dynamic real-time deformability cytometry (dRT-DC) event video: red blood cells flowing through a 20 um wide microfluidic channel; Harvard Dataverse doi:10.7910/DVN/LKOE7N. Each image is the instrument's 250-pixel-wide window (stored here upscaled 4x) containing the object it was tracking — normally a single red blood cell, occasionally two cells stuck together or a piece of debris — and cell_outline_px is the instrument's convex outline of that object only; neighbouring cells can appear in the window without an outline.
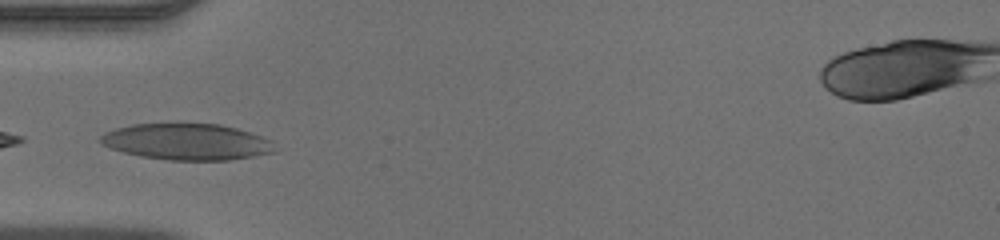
{"species": "human", "species_latin": "Homo sapiens", "temperature_condition": "warm", "stored_images_in_passage": 31, "camera_frame_rate_fps": 3000, "um_per_image_px": 0.085, "donor": {"sex": "male"}, "frame": {"image": 1, "passage_image": 6, "time_ms": 1.667, "image_size_px": [1000, 240], "cell_outline_px": [[276, 152], [228, 160], [168, 160], [140, 156], [124, 152], [100, 144], [100, 136], [104, 132], [116, 128], [132, 124], [220, 124], [236, 128], [272, 140]], "centroid_in_image_um": [15.87, 12.05], "position_along_channel_um": 69.1, "area_um2": 36.7}}
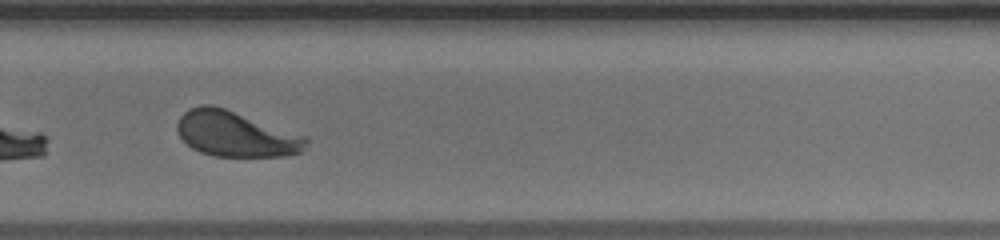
{"frame": {"image": 2, "passage_image": 23, "time_ms": 7.333, "image_size_px": [1000, 240], "cell_outline_px": [[308, 140], [304, 148], [300, 152], [284, 156], [212, 156], [200, 152], [192, 148], [180, 136], [176, 128], [176, 124], [180, 116], [188, 108], [200, 104], [212, 104], [308, 136]], "centroid_in_image_um": [20.02, 11.38], "position_along_channel_um": 309.8, "area_um2": 34.22}}
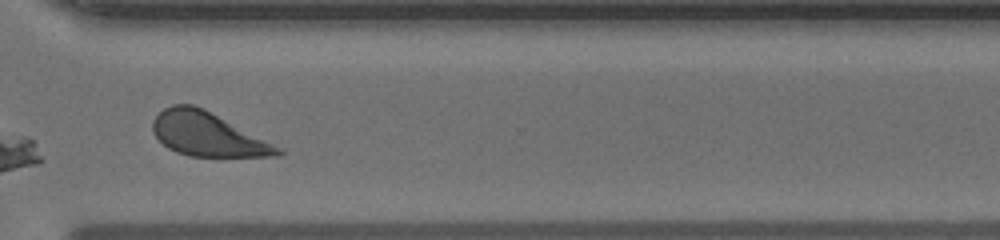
{"frame": {"image": 3, "passage_image": 26, "time_ms": 8.333, "image_size_px": [1000, 240], "cell_outline_px": [[284, 152], [280, 156], [188, 156], [176, 152], [168, 148], [152, 132], [152, 120], [164, 108], [172, 104], [192, 104], [204, 108], [284, 148]], "centroid_in_image_um": [17.67, 11.41], "position_along_channel_um": 352.9, "area_um2": 32.14}}